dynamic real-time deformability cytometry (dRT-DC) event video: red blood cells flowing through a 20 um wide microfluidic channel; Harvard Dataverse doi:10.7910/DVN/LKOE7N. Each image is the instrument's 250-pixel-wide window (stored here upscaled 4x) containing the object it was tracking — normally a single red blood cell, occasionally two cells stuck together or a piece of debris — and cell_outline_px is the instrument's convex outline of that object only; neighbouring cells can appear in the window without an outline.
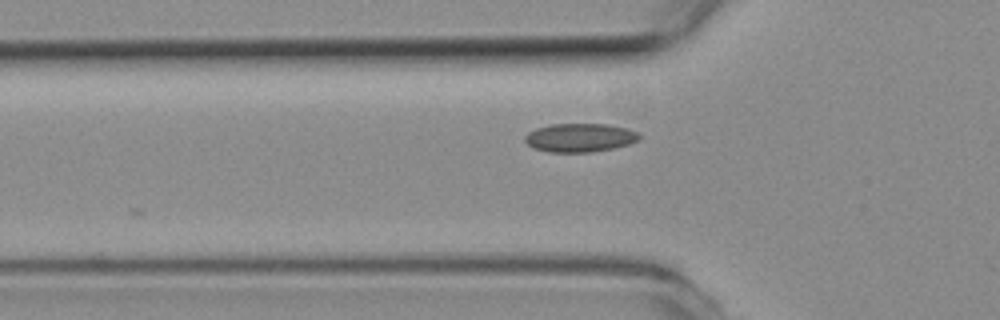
{"species": "common noctule bat (a hibernating species)", "species_latin": "Nyctalus noctula", "temperature_condition": "room temperature", "stored_images_in_passage": 10, "camera_frame_rate_fps": 3000, "um_per_image_px": 0.085, "animal": {"sex": "female", "body_mass_g": 19.3, "forearm_length_mm": 54.1}, "frame": {"image": 1, "passage_image": 3, "time_ms": 0.667, "image_size_px": [1000, 320], "cell_outline_px": [[640, 140], [628, 144], [612, 148], [592, 152], [548, 152], [536, 148], [528, 144], [524, 140], [524, 136], [528, 132], [536, 128], [552, 124], [608, 124], [628, 128], [636, 132], [640, 136]], "centroid_in_image_um": [49.29, 11.69], "position_along_channel_um": 76.5, "area_um2": 19.02}}
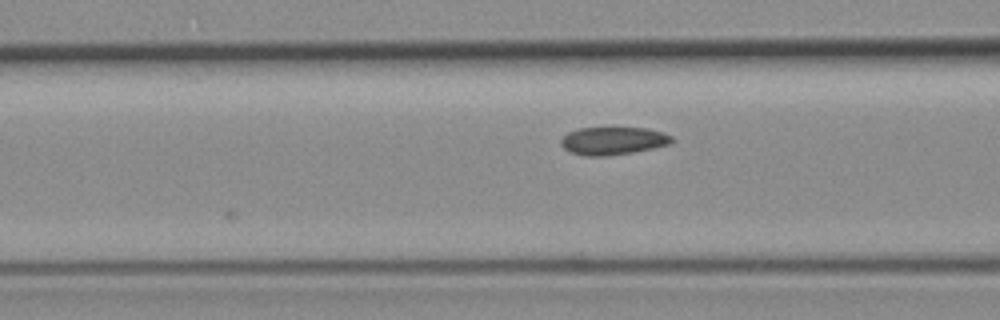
{"frame": {"image": 2, "passage_image": 6, "time_ms": 1.667, "image_size_px": [1000, 320], "cell_outline_px": [[672, 140], [668, 144], [652, 148], [632, 152], [608, 156], [584, 156], [572, 152], [564, 148], [560, 144], [560, 140], [568, 132], [576, 128], [648, 128], [664, 132], [672, 136]], "centroid_in_image_um": [52.08, 11.96], "position_along_channel_um": 114.5, "area_um2": 17.92}}
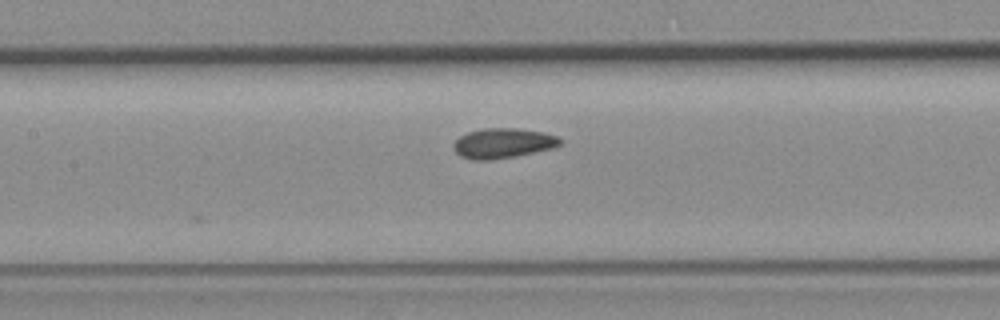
{"frame": {"image": 3, "passage_image": 10, "time_ms": 3.0, "image_size_px": [1000, 320], "cell_outline_px": [[564, 144], [552, 148], [516, 156], [492, 160], [472, 160], [460, 156], [456, 152], [452, 144], [460, 136], [468, 132], [484, 128], [520, 128], [544, 132], [556, 136], [564, 140]], "centroid_in_image_um": [42.78, 12.17], "position_along_channel_um": 164.6, "area_um2": 18.84}}